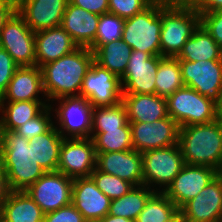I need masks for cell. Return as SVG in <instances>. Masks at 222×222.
<instances>
[{
  "instance_id": "obj_1",
  "label": "cell",
  "mask_w": 222,
  "mask_h": 222,
  "mask_svg": "<svg viewBox=\"0 0 222 222\" xmlns=\"http://www.w3.org/2000/svg\"><path fill=\"white\" fill-rule=\"evenodd\" d=\"M94 62L90 48L78 47L69 54L41 67L44 96L48 101L79 97L83 79ZM78 91V94L74 93Z\"/></svg>"
},
{
  "instance_id": "obj_2",
  "label": "cell",
  "mask_w": 222,
  "mask_h": 222,
  "mask_svg": "<svg viewBox=\"0 0 222 222\" xmlns=\"http://www.w3.org/2000/svg\"><path fill=\"white\" fill-rule=\"evenodd\" d=\"M0 164L11 191H25L46 173L35 161L29 140L15 131L0 130Z\"/></svg>"
},
{
  "instance_id": "obj_3",
  "label": "cell",
  "mask_w": 222,
  "mask_h": 222,
  "mask_svg": "<svg viewBox=\"0 0 222 222\" xmlns=\"http://www.w3.org/2000/svg\"><path fill=\"white\" fill-rule=\"evenodd\" d=\"M162 57H176L200 25L199 0H161Z\"/></svg>"
},
{
  "instance_id": "obj_4",
  "label": "cell",
  "mask_w": 222,
  "mask_h": 222,
  "mask_svg": "<svg viewBox=\"0 0 222 222\" xmlns=\"http://www.w3.org/2000/svg\"><path fill=\"white\" fill-rule=\"evenodd\" d=\"M178 144L185 164L222 167V115L209 123L179 128Z\"/></svg>"
},
{
  "instance_id": "obj_5",
  "label": "cell",
  "mask_w": 222,
  "mask_h": 222,
  "mask_svg": "<svg viewBox=\"0 0 222 222\" xmlns=\"http://www.w3.org/2000/svg\"><path fill=\"white\" fill-rule=\"evenodd\" d=\"M161 28V0H154L143 11L125 19L122 40L132 50L143 51L151 56H161Z\"/></svg>"
},
{
  "instance_id": "obj_6",
  "label": "cell",
  "mask_w": 222,
  "mask_h": 222,
  "mask_svg": "<svg viewBox=\"0 0 222 222\" xmlns=\"http://www.w3.org/2000/svg\"><path fill=\"white\" fill-rule=\"evenodd\" d=\"M166 100L168 115L179 127L209 123L222 115L217 103L187 86L176 90Z\"/></svg>"
},
{
  "instance_id": "obj_7",
  "label": "cell",
  "mask_w": 222,
  "mask_h": 222,
  "mask_svg": "<svg viewBox=\"0 0 222 222\" xmlns=\"http://www.w3.org/2000/svg\"><path fill=\"white\" fill-rule=\"evenodd\" d=\"M142 154L143 184L149 188L155 184L164 186L160 192L174 180L182 170L185 161L179 144L170 147L152 149ZM154 183V184H153Z\"/></svg>"
},
{
  "instance_id": "obj_8",
  "label": "cell",
  "mask_w": 222,
  "mask_h": 222,
  "mask_svg": "<svg viewBox=\"0 0 222 222\" xmlns=\"http://www.w3.org/2000/svg\"><path fill=\"white\" fill-rule=\"evenodd\" d=\"M121 79L95 61L83 79L79 97L92 107L113 106L122 101Z\"/></svg>"
},
{
  "instance_id": "obj_9",
  "label": "cell",
  "mask_w": 222,
  "mask_h": 222,
  "mask_svg": "<svg viewBox=\"0 0 222 222\" xmlns=\"http://www.w3.org/2000/svg\"><path fill=\"white\" fill-rule=\"evenodd\" d=\"M73 180L58 171L46 172L25 192L46 214L72 203Z\"/></svg>"
},
{
  "instance_id": "obj_10",
  "label": "cell",
  "mask_w": 222,
  "mask_h": 222,
  "mask_svg": "<svg viewBox=\"0 0 222 222\" xmlns=\"http://www.w3.org/2000/svg\"><path fill=\"white\" fill-rule=\"evenodd\" d=\"M97 153L89 138H64L57 171L70 178L90 177L96 168Z\"/></svg>"
},
{
  "instance_id": "obj_11",
  "label": "cell",
  "mask_w": 222,
  "mask_h": 222,
  "mask_svg": "<svg viewBox=\"0 0 222 222\" xmlns=\"http://www.w3.org/2000/svg\"><path fill=\"white\" fill-rule=\"evenodd\" d=\"M0 45L19 67L36 65L35 32L17 12L2 29Z\"/></svg>"
},
{
  "instance_id": "obj_12",
  "label": "cell",
  "mask_w": 222,
  "mask_h": 222,
  "mask_svg": "<svg viewBox=\"0 0 222 222\" xmlns=\"http://www.w3.org/2000/svg\"><path fill=\"white\" fill-rule=\"evenodd\" d=\"M185 86L196 90L215 103L219 102L222 83V60H179Z\"/></svg>"
},
{
  "instance_id": "obj_13",
  "label": "cell",
  "mask_w": 222,
  "mask_h": 222,
  "mask_svg": "<svg viewBox=\"0 0 222 222\" xmlns=\"http://www.w3.org/2000/svg\"><path fill=\"white\" fill-rule=\"evenodd\" d=\"M162 58L132 50L126 71L120 78L123 94H155V78Z\"/></svg>"
},
{
  "instance_id": "obj_14",
  "label": "cell",
  "mask_w": 222,
  "mask_h": 222,
  "mask_svg": "<svg viewBox=\"0 0 222 222\" xmlns=\"http://www.w3.org/2000/svg\"><path fill=\"white\" fill-rule=\"evenodd\" d=\"M133 150L143 153L178 144L179 125L169 115L152 123L129 122Z\"/></svg>"
},
{
  "instance_id": "obj_15",
  "label": "cell",
  "mask_w": 222,
  "mask_h": 222,
  "mask_svg": "<svg viewBox=\"0 0 222 222\" xmlns=\"http://www.w3.org/2000/svg\"><path fill=\"white\" fill-rule=\"evenodd\" d=\"M218 175L211 167L185 164L162 192L180 209Z\"/></svg>"
},
{
  "instance_id": "obj_16",
  "label": "cell",
  "mask_w": 222,
  "mask_h": 222,
  "mask_svg": "<svg viewBox=\"0 0 222 222\" xmlns=\"http://www.w3.org/2000/svg\"><path fill=\"white\" fill-rule=\"evenodd\" d=\"M179 212L183 222H218L222 217V178H214Z\"/></svg>"
},
{
  "instance_id": "obj_17",
  "label": "cell",
  "mask_w": 222,
  "mask_h": 222,
  "mask_svg": "<svg viewBox=\"0 0 222 222\" xmlns=\"http://www.w3.org/2000/svg\"><path fill=\"white\" fill-rule=\"evenodd\" d=\"M60 100V106L55 109L56 116L60 125L57 130L64 137L70 138H89L91 135V104L81 97H63ZM63 129V130H62ZM66 131V132H64Z\"/></svg>"
},
{
  "instance_id": "obj_18",
  "label": "cell",
  "mask_w": 222,
  "mask_h": 222,
  "mask_svg": "<svg viewBox=\"0 0 222 222\" xmlns=\"http://www.w3.org/2000/svg\"><path fill=\"white\" fill-rule=\"evenodd\" d=\"M17 13L33 32L60 26L69 0H16Z\"/></svg>"
},
{
  "instance_id": "obj_19",
  "label": "cell",
  "mask_w": 222,
  "mask_h": 222,
  "mask_svg": "<svg viewBox=\"0 0 222 222\" xmlns=\"http://www.w3.org/2000/svg\"><path fill=\"white\" fill-rule=\"evenodd\" d=\"M110 203L91 176L73 180L72 204L87 221L101 220L109 214Z\"/></svg>"
},
{
  "instance_id": "obj_20",
  "label": "cell",
  "mask_w": 222,
  "mask_h": 222,
  "mask_svg": "<svg viewBox=\"0 0 222 222\" xmlns=\"http://www.w3.org/2000/svg\"><path fill=\"white\" fill-rule=\"evenodd\" d=\"M96 168L134 186L143 185L142 154L136 150L96 152Z\"/></svg>"
},
{
  "instance_id": "obj_21",
  "label": "cell",
  "mask_w": 222,
  "mask_h": 222,
  "mask_svg": "<svg viewBox=\"0 0 222 222\" xmlns=\"http://www.w3.org/2000/svg\"><path fill=\"white\" fill-rule=\"evenodd\" d=\"M77 48L78 45L61 26L35 32L36 66L40 68Z\"/></svg>"
},
{
  "instance_id": "obj_22",
  "label": "cell",
  "mask_w": 222,
  "mask_h": 222,
  "mask_svg": "<svg viewBox=\"0 0 222 222\" xmlns=\"http://www.w3.org/2000/svg\"><path fill=\"white\" fill-rule=\"evenodd\" d=\"M44 94L42 70L40 67H18L8 84L6 92L0 98V103L5 101H42L38 94Z\"/></svg>"
},
{
  "instance_id": "obj_23",
  "label": "cell",
  "mask_w": 222,
  "mask_h": 222,
  "mask_svg": "<svg viewBox=\"0 0 222 222\" xmlns=\"http://www.w3.org/2000/svg\"><path fill=\"white\" fill-rule=\"evenodd\" d=\"M100 15L86 11L68 2L61 27L78 47L89 48L95 41Z\"/></svg>"
},
{
  "instance_id": "obj_24",
  "label": "cell",
  "mask_w": 222,
  "mask_h": 222,
  "mask_svg": "<svg viewBox=\"0 0 222 222\" xmlns=\"http://www.w3.org/2000/svg\"><path fill=\"white\" fill-rule=\"evenodd\" d=\"M128 122L152 123L168 116L167 100L157 94H123Z\"/></svg>"
},
{
  "instance_id": "obj_25",
  "label": "cell",
  "mask_w": 222,
  "mask_h": 222,
  "mask_svg": "<svg viewBox=\"0 0 222 222\" xmlns=\"http://www.w3.org/2000/svg\"><path fill=\"white\" fill-rule=\"evenodd\" d=\"M44 213L25 191H11L0 206V222H43Z\"/></svg>"
},
{
  "instance_id": "obj_26",
  "label": "cell",
  "mask_w": 222,
  "mask_h": 222,
  "mask_svg": "<svg viewBox=\"0 0 222 222\" xmlns=\"http://www.w3.org/2000/svg\"><path fill=\"white\" fill-rule=\"evenodd\" d=\"M64 137L53 125L47 132L29 140L33 146L34 159L46 172H55L58 168L60 148Z\"/></svg>"
},
{
  "instance_id": "obj_27",
  "label": "cell",
  "mask_w": 222,
  "mask_h": 222,
  "mask_svg": "<svg viewBox=\"0 0 222 222\" xmlns=\"http://www.w3.org/2000/svg\"><path fill=\"white\" fill-rule=\"evenodd\" d=\"M179 60H222V50L208 32L199 25L176 56Z\"/></svg>"
},
{
  "instance_id": "obj_28",
  "label": "cell",
  "mask_w": 222,
  "mask_h": 222,
  "mask_svg": "<svg viewBox=\"0 0 222 222\" xmlns=\"http://www.w3.org/2000/svg\"><path fill=\"white\" fill-rule=\"evenodd\" d=\"M94 61L121 78L127 68L132 48L122 39L100 45L94 52Z\"/></svg>"
},
{
  "instance_id": "obj_29",
  "label": "cell",
  "mask_w": 222,
  "mask_h": 222,
  "mask_svg": "<svg viewBox=\"0 0 222 222\" xmlns=\"http://www.w3.org/2000/svg\"><path fill=\"white\" fill-rule=\"evenodd\" d=\"M8 105L0 103V130L15 131L18 127L26 123L28 120L36 117L46 106V102L42 101H16L7 102Z\"/></svg>"
},
{
  "instance_id": "obj_30",
  "label": "cell",
  "mask_w": 222,
  "mask_h": 222,
  "mask_svg": "<svg viewBox=\"0 0 222 222\" xmlns=\"http://www.w3.org/2000/svg\"><path fill=\"white\" fill-rule=\"evenodd\" d=\"M156 192L147 186H134L130 191L120 198L111 200L109 214L136 220L148 199Z\"/></svg>"
},
{
  "instance_id": "obj_31",
  "label": "cell",
  "mask_w": 222,
  "mask_h": 222,
  "mask_svg": "<svg viewBox=\"0 0 222 222\" xmlns=\"http://www.w3.org/2000/svg\"><path fill=\"white\" fill-rule=\"evenodd\" d=\"M156 190L135 222H177L180 219L179 208L163 192Z\"/></svg>"
},
{
  "instance_id": "obj_32",
  "label": "cell",
  "mask_w": 222,
  "mask_h": 222,
  "mask_svg": "<svg viewBox=\"0 0 222 222\" xmlns=\"http://www.w3.org/2000/svg\"><path fill=\"white\" fill-rule=\"evenodd\" d=\"M90 138L93 140L96 152H119L133 149L129 122L117 129L91 130Z\"/></svg>"
},
{
  "instance_id": "obj_33",
  "label": "cell",
  "mask_w": 222,
  "mask_h": 222,
  "mask_svg": "<svg viewBox=\"0 0 222 222\" xmlns=\"http://www.w3.org/2000/svg\"><path fill=\"white\" fill-rule=\"evenodd\" d=\"M155 94L167 98L184 85L181 75L179 59L163 57L158 66L155 78Z\"/></svg>"
},
{
  "instance_id": "obj_34",
  "label": "cell",
  "mask_w": 222,
  "mask_h": 222,
  "mask_svg": "<svg viewBox=\"0 0 222 222\" xmlns=\"http://www.w3.org/2000/svg\"><path fill=\"white\" fill-rule=\"evenodd\" d=\"M128 123L125 104L120 101L113 106L93 107L91 130H112Z\"/></svg>"
},
{
  "instance_id": "obj_35",
  "label": "cell",
  "mask_w": 222,
  "mask_h": 222,
  "mask_svg": "<svg viewBox=\"0 0 222 222\" xmlns=\"http://www.w3.org/2000/svg\"><path fill=\"white\" fill-rule=\"evenodd\" d=\"M200 25L222 50V0H199Z\"/></svg>"
},
{
  "instance_id": "obj_36",
  "label": "cell",
  "mask_w": 222,
  "mask_h": 222,
  "mask_svg": "<svg viewBox=\"0 0 222 222\" xmlns=\"http://www.w3.org/2000/svg\"><path fill=\"white\" fill-rule=\"evenodd\" d=\"M124 22L125 19L111 13L100 15L95 41L89 48L94 52L102 44L122 39Z\"/></svg>"
},
{
  "instance_id": "obj_37",
  "label": "cell",
  "mask_w": 222,
  "mask_h": 222,
  "mask_svg": "<svg viewBox=\"0 0 222 222\" xmlns=\"http://www.w3.org/2000/svg\"><path fill=\"white\" fill-rule=\"evenodd\" d=\"M97 188L111 200L127 194L134 185L118 176L104 173L97 168L91 173Z\"/></svg>"
},
{
  "instance_id": "obj_38",
  "label": "cell",
  "mask_w": 222,
  "mask_h": 222,
  "mask_svg": "<svg viewBox=\"0 0 222 222\" xmlns=\"http://www.w3.org/2000/svg\"><path fill=\"white\" fill-rule=\"evenodd\" d=\"M51 109V105L46 106L36 117L18 127L15 132L27 140L47 132L54 124L51 120Z\"/></svg>"
},
{
  "instance_id": "obj_39",
  "label": "cell",
  "mask_w": 222,
  "mask_h": 222,
  "mask_svg": "<svg viewBox=\"0 0 222 222\" xmlns=\"http://www.w3.org/2000/svg\"><path fill=\"white\" fill-rule=\"evenodd\" d=\"M154 0H108L109 13L128 19L143 11Z\"/></svg>"
},
{
  "instance_id": "obj_40",
  "label": "cell",
  "mask_w": 222,
  "mask_h": 222,
  "mask_svg": "<svg viewBox=\"0 0 222 222\" xmlns=\"http://www.w3.org/2000/svg\"><path fill=\"white\" fill-rule=\"evenodd\" d=\"M18 67L10 54L0 45V98L6 92L8 84Z\"/></svg>"
},
{
  "instance_id": "obj_41",
  "label": "cell",
  "mask_w": 222,
  "mask_h": 222,
  "mask_svg": "<svg viewBox=\"0 0 222 222\" xmlns=\"http://www.w3.org/2000/svg\"><path fill=\"white\" fill-rule=\"evenodd\" d=\"M87 220L72 203L56 211L44 214L43 222H86Z\"/></svg>"
},
{
  "instance_id": "obj_42",
  "label": "cell",
  "mask_w": 222,
  "mask_h": 222,
  "mask_svg": "<svg viewBox=\"0 0 222 222\" xmlns=\"http://www.w3.org/2000/svg\"><path fill=\"white\" fill-rule=\"evenodd\" d=\"M69 3L97 15L109 13L108 0H69Z\"/></svg>"
},
{
  "instance_id": "obj_43",
  "label": "cell",
  "mask_w": 222,
  "mask_h": 222,
  "mask_svg": "<svg viewBox=\"0 0 222 222\" xmlns=\"http://www.w3.org/2000/svg\"><path fill=\"white\" fill-rule=\"evenodd\" d=\"M16 12V0H0V34L5 24Z\"/></svg>"
},
{
  "instance_id": "obj_44",
  "label": "cell",
  "mask_w": 222,
  "mask_h": 222,
  "mask_svg": "<svg viewBox=\"0 0 222 222\" xmlns=\"http://www.w3.org/2000/svg\"><path fill=\"white\" fill-rule=\"evenodd\" d=\"M10 192L11 190L8 184L6 172L3 170L0 164V206L6 201Z\"/></svg>"
},
{
  "instance_id": "obj_45",
  "label": "cell",
  "mask_w": 222,
  "mask_h": 222,
  "mask_svg": "<svg viewBox=\"0 0 222 222\" xmlns=\"http://www.w3.org/2000/svg\"><path fill=\"white\" fill-rule=\"evenodd\" d=\"M100 222H135V221L124 217L112 216L110 214H107L105 217H103L100 220Z\"/></svg>"
},
{
  "instance_id": "obj_46",
  "label": "cell",
  "mask_w": 222,
  "mask_h": 222,
  "mask_svg": "<svg viewBox=\"0 0 222 222\" xmlns=\"http://www.w3.org/2000/svg\"><path fill=\"white\" fill-rule=\"evenodd\" d=\"M217 107L219 112L222 114V83H221V89H220V99L219 102L217 103Z\"/></svg>"
},
{
  "instance_id": "obj_47",
  "label": "cell",
  "mask_w": 222,
  "mask_h": 222,
  "mask_svg": "<svg viewBox=\"0 0 222 222\" xmlns=\"http://www.w3.org/2000/svg\"><path fill=\"white\" fill-rule=\"evenodd\" d=\"M218 174H219V176L222 178V167H221V169L219 170Z\"/></svg>"
},
{
  "instance_id": "obj_48",
  "label": "cell",
  "mask_w": 222,
  "mask_h": 222,
  "mask_svg": "<svg viewBox=\"0 0 222 222\" xmlns=\"http://www.w3.org/2000/svg\"><path fill=\"white\" fill-rule=\"evenodd\" d=\"M86 222H100V220L86 221Z\"/></svg>"
}]
</instances>
